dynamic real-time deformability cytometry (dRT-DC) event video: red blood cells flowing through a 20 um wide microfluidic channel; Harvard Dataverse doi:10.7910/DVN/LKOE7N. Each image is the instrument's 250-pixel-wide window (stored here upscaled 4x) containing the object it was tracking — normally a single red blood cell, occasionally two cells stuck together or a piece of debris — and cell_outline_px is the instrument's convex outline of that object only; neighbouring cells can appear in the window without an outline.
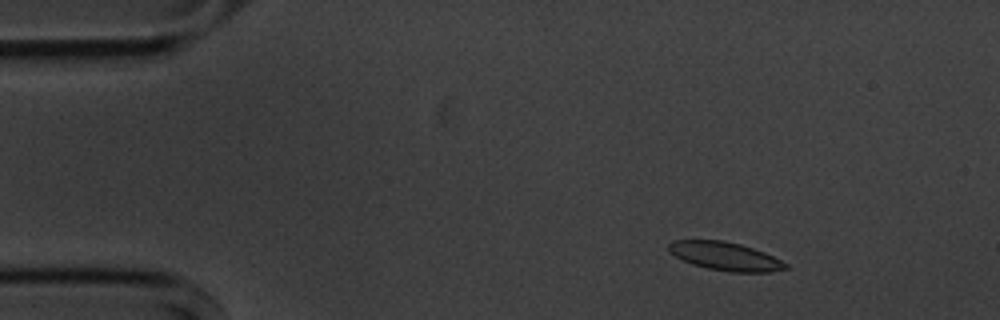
{"species": "common noctule bat (a hibernating species)", "species_latin": "Nyctalus noctula", "temperature_condition": "cold", "stored_images_in_passage": 50, "camera_frame_rate_fps": 3000, "um_per_image_px": 0.085, "animal": {"sex": "male", "body_mass_g": 20.1, "forearm_length_mm": 53.5}, "frame": {"image": 1, "passage_image": 2, "time_ms": 0.333, "image_size_px": [1000, 320], "cell_outline_px": [[788, 268], [772, 272], [732, 272], [708, 268], [692, 264], [676, 256], [668, 248], [668, 244], [672, 240], [724, 240], [740, 244], [764, 252], [788, 264]], "centroid_in_image_um": [61.66, 21.78], "position_along_channel_um": 23.3, "area_um2": 19.13}}
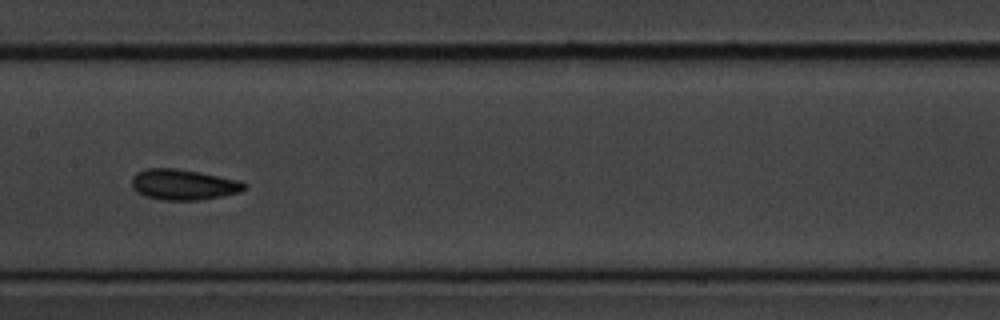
{"frame": {"image": 2, "passage_image": 22, "time_ms": 7.0, "image_size_px": [1000, 320], "cell_outline_px": [[248, 188], [240, 192], [224, 196], [200, 200], [160, 200], [144, 196], [136, 192], [132, 188], [132, 176], [136, 172], [148, 168], [176, 168], [200, 172], [244, 180], [248, 184]], "centroid_in_image_um": [15.65, 15.69], "position_along_channel_um": 191.8, "area_um2": 20.69}}
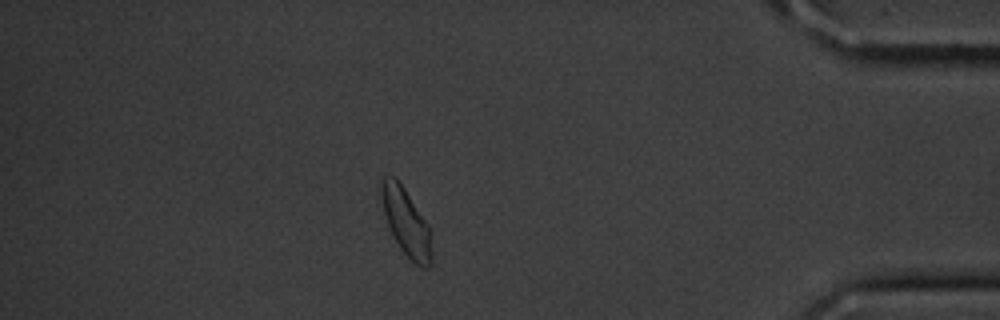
{"frame": {"image": 3, "passage_image": 43, "time_ms": 14.0, "image_size_px": [1000, 320], "cell_outline_px": [[432, 264], [428, 268], [420, 268], [400, 248], [388, 224], [376, 188], [384, 176], [396, 176], [428, 224], [432, 232]], "centroid_in_image_um": [34.51, 18.85], "position_along_channel_um": 400.7, "area_um2": 20.17}, "authors_computed_cell_mechanics": {"area_um2": 19.5653, "velocity_mm_per_s": 3.5588, "shape_relaxation_time_tau1_ms": 2.8047, "shape_relaxation_time_tau2_ms": 2.0464, "deformation_change_tau1": 0.0999, "deformation_change_tau2": 0.0842}}